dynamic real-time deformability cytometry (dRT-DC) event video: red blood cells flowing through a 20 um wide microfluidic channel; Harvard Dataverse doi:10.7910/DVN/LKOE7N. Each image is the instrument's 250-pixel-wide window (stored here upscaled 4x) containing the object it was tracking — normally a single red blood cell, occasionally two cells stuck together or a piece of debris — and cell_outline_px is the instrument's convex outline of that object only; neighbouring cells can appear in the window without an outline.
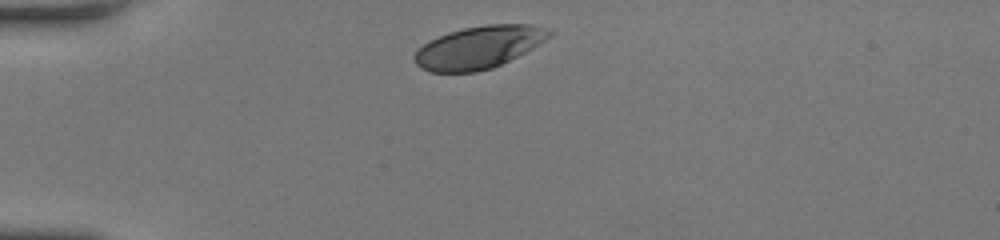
{"species": "human", "species_latin": "Homo sapiens", "temperature_condition": "room temperature", "stored_images_in_passage": 27, "camera_frame_rate_fps": 3000, "um_per_image_px": 0.085, "donor": {"sex": "female"}, "frame": {"image": 1, "passage_image": 1, "time_ms": 0.0, "image_size_px": [1000, 240], "cell_outline_px": [[520, 36], [504, 60], [488, 68], [464, 72], [436, 72], [420, 64], [416, 60], [416, 56], [428, 44], [444, 36], [456, 32], [472, 28], [512, 28]], "centroid_in_image_um": [39.82, 4.25], "position_along_channel_um": 45.2, "area_um2": 23.99}}
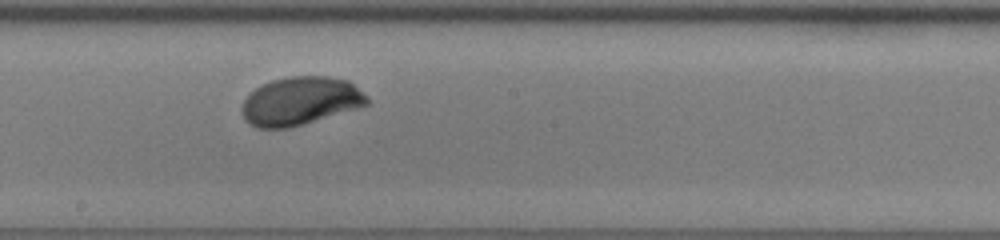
{"frame": {"image": 2, "passage_image": 15, "time_ms": 4.667, "image_size_px": [1000, 240], "cell_outline_px": [[364, 100], [292, 124], [260, 124], [252, 120], [248, 116], [248, 112], [332, 84], [348, 84]], "centroid_in_image_um": [26.06, 8.96], "position_along_channel_um": 222.1, "area_um2": 17.57}}
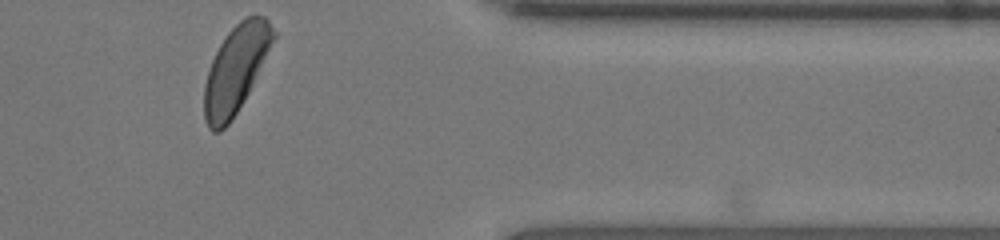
{"frame": {"image": 3, "passage_image": 27, "time_ms": 8.667, "image_size_px": [1000, 240], "cell_outline_px": [[268, 40], [244, 96], [232, 116], [220, 128], [212, 128], [208, 120], [204, 104], [204, 100], [208, 76], [212, 64], [224, 40], [240, 24]], "centroid_in_image_um": [19.72, 6.3], "position_along_channel_um": 391.7, "area_um2": 26.53}}